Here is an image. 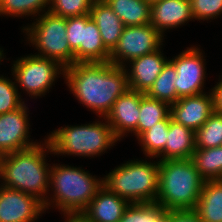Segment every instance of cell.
<instances>
[{"label":"cell","instance_id":"cell-6","mask_svg":"<svg viewBox=\"0 0 222 222\" xmlns=\"http://www.w3.org/2000/svg\"><path fill=\"white\" fill-rule=\"evenodd\" d=\"M159 183V161L129 160L105 177L103 186L129 203L155 202Z\"/></svg>","mask_w":222,"mask_h":222},{"label":"cell","instance_id":"cell-17","mask_svg":"<svg viewBox=\"0 0 222 222\" xmlns=\"http://www.w3.org/2000/svg\"><path fill=\"white\" fill-rule=\"evenodd\" d=\"M194 21L189 0H160L151 4V25L164 37L167 29Z\"/></svg>","mask_w":222,"mask_h":222},{"label":"cell","instance_id":"cell-5","mask_svg":"<svg viewBox=\"0 0 222 222\" xmlns=\"http://www.w3.org/2000/svg\"><path fill=\"white\" fill-rule=\"evenodd\" d=\"M103 119L104 122L99 120L83 125H67L53 130L46 137L53 154L94 158L110 150L120 140L114 135L106 118Z\"/></svg>","mask_w":222,"mask_h":222},{"label":"cell","instance_id":"cell-10","mask_svg":"<svg viewBox=\"0 0 222 222\" xmlns=\"http://www.w3.org/2000/svg\"><path fill=\"white\" fill-rule=\"evenodd\" d=\"M163 41L164 37L151 24L124 26L117 45L110 52L109 62L127 67L131 60L162 48Z\"/></svg>","mask_w":222,"mask_h":222},{"label":"cell","instance_id":"cell-8","mask_svg":"<svg viewBox=\"0 0 222 222\" xmlns=\"http://www.w3.org/2000/svg\"><path fill=\"white\" fill-rule=\"evenodd\" d=\"M11 72L16 82L29 97L45 96L54 85L58 75L65 74V68L57 61L29 54L13 61Z\"/></svg>","mask_w":222,"mask_h":222},{"label":"cell","instance_id":"cell-7","mask_svg":"<svg viewBox=\"0 0 222 222\" xmlns=\"http://www.w3.org/2000/svg\"><path fill=\"white\" fill-rule=\"evenodd\" d=\"M30 25L23 26V33L28 37L29 45L38 50L35 55L53 59L64 68L75 63V55L71 50L66 36V18L57 16L50 11L44 12Z\"/></svg>","mask_w":222,"mask_h":222},{"label":"cell","instance_id":"cell-2","mask_svg":"<svg viewBox=\"0 0 222 222\" xmlns=\"http://www.w3.org/2000/svg\"><path fill=\"white\" fill-rule=\"evenodd\" d=\"M43 140L42 144L39 141L31 148L0 156V182L45 204L51 196L48 193L51 164L47 163L46 156L53 152L48 140Z\"/></svg>","mask_w":222,"mask_h":222},{"label":"cell","instance_id":"cell-32","mask_svg":"<svg viewBox=\"0 0 222 222\" xmlns=\"http://www.w3.org/2000/svg\"><path fill=\"white\" fill-rule=\"evenodd\" d=\"M193 19L207 21L222 13V0H189Z\"/></svg>","mask_w":222,"mask_h":222},{"label":"cell","instance_id":"cell-28","mask_svg":"<svg viewBox=\"0 0 222 222\" xmlns=\"http://www.w3.org/2000/svg\"><path fill=\"white\" fill-rule=\"evenodd\" d=\"M49 7L50 0H0V16L36 17L49 11Z\"/></svg>","mask_w":222,"mask_h":222},{"label":"cell","instance_id":"cell-33","mask_svg":"<svg viewBox=\"0 0 222 222\" xmlns=\"http://www.w3.org/2000/svg\"><path fill=\"white\" fill-rule=\"evenodd\" d=\"M171 222H202L194 209L171 210Z\"/></svg>","mask_w":222,"mask_h":222},{"label":"cell","instance_id":"cell-35","mask_svg":"<svg viewBox=\"0 0 222 222\" xmlns=\"http://www.w3.org/2000/svg\"><path fill=\"white\" fill-rule=\"evenodd\" d=\"M63 215L66 219L64 222H89L88 218L82 212H66Z\"/></svg>","mask_w":222,"mask_h":222},{"label":"cell","instance_id":"cell-21","mask_svg":"<svg viewBox=\"0 0 222 222\" xmlns=\"http://www.w3.org/2000/svg\"><path fill=\"white\" fill-rule=\"evenodd\" d=\"M194 210L202 222H222V180L204 181Z\"/></svg>","mask_w":222,"mask_h":222},{"label":"cell","instance_id":"cell-14","mask_svg":"<svg viewBox=\"0 0 222 222\" xmlns=\"http://www.w3.org/2000/svg\"><path fill=\"white\" fill-rule=\"evenodd\" d=\"M214 112L212 91L194 96L179 98L171 104V117L177 123L195 132L208 120Z\"/></svg>","mask_w":222,"mask_h":222},{"label":"cell","instance_id":"cell-11","mask_svg":"<svg viewBox=\"0 0 222 222\" xmlns=\"http://www.w3.org/2000/svg\"><path fill=\"white\" fill-rule=\"evenodd\" d=\"M201 51L197 46L187 47L186 50L169 60L177 72L174 80L177 100L181 97L204 93V79L207 73L205 71L206 59Z\"/></svg>","mask_w":222,"mask_h":222},{"label":"cell","instance_id":"cell-37","mask_svg":"<svg viewBox=\"0 0 222 222\" xmlns=\"http://www.w3.org/2000/svg\"><path fill=\"white\" fill-rule=\"evenodd\" d=\"M148 3L153 4L154 2L160 1V0H146Z\"/></svg>","mask_w":222,"mask_h":222},{"label":"cell","instance_id":"cell-27","mask_svg":"<svg viewBox=\"0 0 222 222\" xmlns=\"http://www.w3.org/2000/svg\"><path fill=\"white\" fill-rule=\"evenodd\" d=\"M177 77L175 66L168 61L162 72L149 90L145 93L148 97L173 104L177 101V92L174 80Z\"/></svg>","mask_w":222,"mask_h":222},{"label":"cell","instance_id":"cell-29","mask_svg":"<svg viewBox=\"0 0 222 222\" xmlns=\"http://www.w3.org/2000/svg\"><path fill=\"white\" fill-rule=\"evenodd\" d=\"M196 149L222 146V113L214 111L195 132Z\"/></svg>","mask_w":222,"mask_h":222},{"label":"cell","instance_id":"cell-26","mask_svg":"<svg viewBox=\"0 0 222 222\" xmlns=\"http://www.w3.org/2000/svg\"><path fill=\"white\" fill-rule=\"evenodd\" d=\"M170 115L143 132L137 139L146 157L156 158L165 148L169 133Z\"/></svg>","mask_w":222,"mask_h":222},{"label":"cell","instance_id":"cell-3","mask_svg":"<svg viewBox=\"0 0 222 222\" xmlns=\"http://www.w3.org/2000/svg\"><path fill=\"white\" fill-rule=\"evenodd\" d=\"M103 186V178L92 176L80 167L53 164L49 187L53 196L47 197L45 211L56 207L62 213L83 212Z\"/></svg>","mask_w":222,"mask_h":222},{"label":"cell","instance_id":"cell-31","mask_svg":"<svg viewBox=\"0 0 222 222\" xmlns=\"http://www.w3.org/2000/svg\"><path fill=\"white\" fill-rule=\"evenodd\" d=\"M21 92L16 86V82L0 76V114L14 111L20 108L25 102L21 99Z\"/></svg>","mask_w":222,"mask_h":222},{"label":"cell","instance_id":"cell-15","mask_svg":"<svg viewBox=\"0 0 222 222\" xmlns=\"http://www.w3.org/2000/svg\"><path fill=\"white\" fill-rule=\"evenodd\" d=\"M140 102L141 92L129 89L114 102L110 112L106 115L107 122L119 140L137 129Z\"/></svg>","mask_w":222,"mask_h":222},{"label":"cell","instance_id":"cell-25","mask_svg":"<svg viewBox=\"0 0 222 222\" xmlns=\"http://www.w3.org/2000/svg\"><path fill=\"white\" fill-rule=\"evenodd\" d=\"M118 222H171V210L157 202L130 203Z\"/></svg>","mask_w":222,"mask_h":222},{"label":"cell","instance_id":"cell-22","mask_svg":"<svg viewBox=\"0 0 222 222\" xmlns=\"http://www.w3.org/2000/svg\"><path fill=\"white\" fill-rule=\"evenodd\" d=\"M121 19L124 26L151 23V4L146 0H104Z\"/></svg>","mask_w":222,"mask_h":222},{"label":"cell","instance_id":"cell-12","mask_svg":"<svg viewBox=\"0 0 222 222\" xmlns=\"http://www.w3.org/2000/svg\"><path fill=\"white\" fill-rule=\"evenodd\" d=\"M28 109L24 103L14 111L0 114V156L28 149L39 143L29 139Z\"/></svg>","mask_w":222,"mask_h":222},{"label":"cell","instance_id":"cell-24","mask_svg":"<svg viewBox=\"0 0 222 222\" xmlns=\"http://www.w3.org/2000/svg\"><path fill=\"white\" fill-rule=\"evenodd\" d=\"M191 161L205 180H222V146L195 149Z\"/></svg>","mask_w":222,"mask_h":222},{"label":"cell","instance_id":"cell-36","mask_svg":"<svg viewBox=\"0 0 222 222\" xmlns=\"http://www.w3.org/2000/svg\"><path fill=\"white\" fill-rule=\"evenodd\" d=\"M4 50H2V48H0V63L4 60V57L6 56V55H4Z\"/></svg>","mask_w":222,"mask_h":222},{"label":"cell","instance_id":"cell-34","mask_svg":"<svg viewBox=\"0 0 222 222\" xmlns=\"http://www.w3.org/2000/svg\"><path fill=\"white\" fill-rule=\"evenodd\" d=\"M214 97V111L222 113V75L216 85L210 89Z\"/></svg>","mask_w":222,"mask_h":222},{"label":"cell","instance_id":"cell-4","mask_svg":"<svg viewBox=\"0 0 222 222\" xmlns=\"http://www.w3.org/2000/svg\"><path fill=\"white\" fill-rule=\"evenodd\" d=\"M204 181L191 159L159 161L155 202L167 210L194 209Z\"/></svg>","mask_w":222,"mask_h":222},{"label":"cell","instance_id":"cell-9","mask_svg":"<svg viewBox=\"0 0 222 222\" xmlns=\"http://www.w3.org/2000/svg\"><path fill=\"white\" fill-rule=\"evenodd\" d=\"M66 36L75 55V63L109 62L99 28L90 14L66 18Z\"/></svg>","mask_w":222,"mask_h":222},{"label":"cell","instance_id":"cell-20","mask_svg":"<svg viewBox=\"0 0 222 222\" xmlns=\"http://www.w3.org/2000/svg\"><path fill=\"white\" fill-rule=\"evenodd\" d=\"M89 14L99 28L104 46L111 52L122 35L123 22L104 0H95Z\"/></svg>","mask_w":222,"mask_h":222},{"label":"cell","instance_id":"cell-19","mask_svg":"<svg viewBox=\"0 0 222 222\" xmlns=\"http://www.w3.org/2000/svg\"><path fill=\"white\" fill-rule=\"evenodd\" d=\"M196 149L195 131L174 121L170 114L169 133L159 161L191 159Z\"/></svg>","mask_w":222,"mask_h":222},{"label":"cell","instance_id":"cell-13","mask_svg":"<svg viewBox=\"0 0 222 222\" xmlns=\"http://www.w3.org/2000/svg\"><path fill=\"white\" fill-rule=\"evenodd\" d=\"M45 212L34 196L0 184V222H35Z\"/></svg>","mask_w":222,"mask_h":222},{"label":"cell","instance_id":"cell-16","mask_svg":"<svg viewBox=\"0 0 222 222\" xmlns=\"http://www.w3.org/2000/svg\"><path fill=\"white\" fill-rule=\"evenodd\" d=\"M161 48L152 53L131 60L130 69L125 67L128 76L129 89L146 93L153 85L163 67L170 60L163 55Z\"/></svg>","mask_w":222,"mask_h":222},{"label":"cell","instance_id":"cell-1","mask_svg":"<svg viewBox=\"0 0 222 222\" xmlns=\"http://www.w3.org/2000/svg\"><path fill=\"white\" fill-rule=\"evenodd\" d=\"M64 78L76 99L101 119L129 90L125 67L111 62L74 63L65 68Z\"/></svg>","mask_w":222,"mask_h":222},{"label":"cell","instance_id":"cell-18","mask_svg":"<svg viewBox=\"0 0 222 222\" xmlns=\"http://www.w3.org/2000/svg\"><path fill=\"white\" fill-rule=\"evenodd\" d=\"M129 204L102 186L82 213L89 222H118Z\"/></svg>","mask_w":222,"mask_h":222},{"label":"cell","instance_id":"cell-30","mask_svg":"<svg viewBox=\"0 0 222 222\" xmlns=\"http://www.w3.org/2000/svg\"><path fill=\"white\" fill-rule=\"evenodd\" d=\"M95 0H50L49 11L64 18L89 14Z\"/></svg>","mask_w":222,"mask_h":222},{"label":"cell","instance_id":"cell-23","mask_svg":"<svg viewBox=\"0 0 222 222\" xmlns=\"http://www.w3.org/2000/svg\"><path fill=\"white\" fill-rule=\"evenodd\" d=\"M171 112V105L167 102L148 97L141 92L140 115L137 129L133 134L138 138L154 124L166 119Z\"/></svg>","mask_w":222,"mask_h":222}]
</instances>
